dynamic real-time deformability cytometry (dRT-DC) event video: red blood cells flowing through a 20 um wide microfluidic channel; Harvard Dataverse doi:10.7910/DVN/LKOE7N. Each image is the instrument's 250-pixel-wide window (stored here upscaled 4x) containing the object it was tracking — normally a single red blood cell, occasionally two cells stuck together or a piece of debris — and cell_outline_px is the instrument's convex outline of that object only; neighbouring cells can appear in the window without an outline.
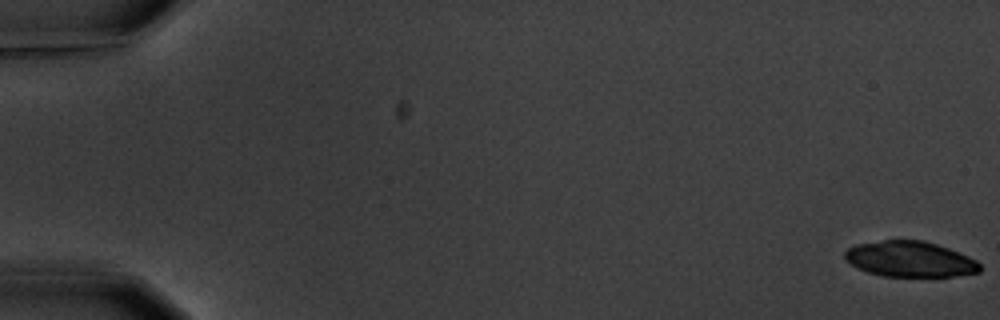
{"species": "common noctule bat (a hibernating species)", "species_latin": "Nyctalus noctula", "temperature_condition": "warm", "stored_images_in_passage": 6, "camera_frame_rate_fps": 3000, "um_per_image_px": 0.085, "animal": {"sex": "male", "body_mass_g": 20.1, "forearm_length_mm": 53.5}, "frame": {"image": 1, "passage_image": 1, "time_ms": 0.0, "image_size_px": [1000, 320], "cell_outline_px": [[980, 272], [952, 276], [884, 276], [868, 272], [856, 268], [844, 256], [844, 252], [848, 248], [856, 244], [884, 240], [920, 240], [936, 244], [948, 248], [968, 256], [976, 260], [980, 264]], "centroid_in_image_um": [77.34, 22.02], "position_along_channel_um": 7.7, "area_um2": 27.8}}